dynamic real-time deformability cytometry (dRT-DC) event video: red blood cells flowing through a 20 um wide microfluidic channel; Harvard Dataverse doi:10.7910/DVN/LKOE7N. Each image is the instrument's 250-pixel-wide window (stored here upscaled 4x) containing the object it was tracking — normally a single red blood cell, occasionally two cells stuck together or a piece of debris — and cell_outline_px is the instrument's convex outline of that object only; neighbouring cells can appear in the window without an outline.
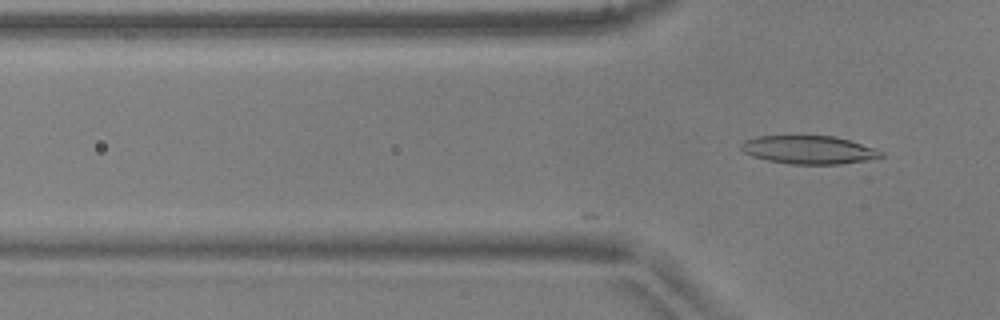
{"species": "common noctule bat (a hibernating species)", "species_latin": "Nyctalus noctula", "temperature_condition": "warm", "stored_images_in_passage": 16, "camera_frame_rate_fps": 3000, "um_per_image_px": 0.085, "animal": {"sex": "male", "body_mass_g": 17.9, "forearm_length_mm": 54.2}, "frame": {"image": 1, "passage_image": 16, "time_ms": 5.0, "image_size_px": [1000, 320], "cell_outline_px": [[884, 156], [868, 160], [840, 164], [788, 164], [768, 160], [752, 156], [744, 152], [740, 148], [740, 144], [744, 140], [756, 136], [836, 136], [876, 148], [884, 152]], "centroid_in_image_um": [68.76, 12.73], "position_along_channel_um": 57.0, "area_um2": 23.18}}